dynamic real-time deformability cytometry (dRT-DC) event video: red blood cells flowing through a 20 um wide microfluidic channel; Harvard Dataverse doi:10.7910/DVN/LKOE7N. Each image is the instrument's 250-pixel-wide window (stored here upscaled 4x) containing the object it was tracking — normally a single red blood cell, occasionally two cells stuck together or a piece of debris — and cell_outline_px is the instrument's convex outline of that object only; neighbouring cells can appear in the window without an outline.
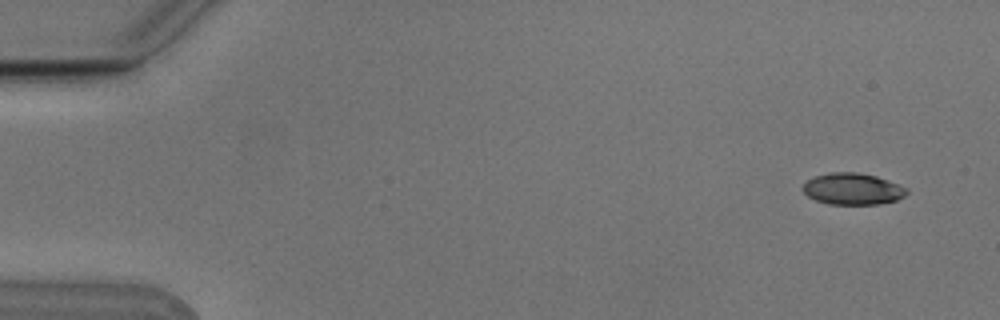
{"species": "Egyptian fruit bat (a non-hibernating species)", "species_latin": "Rousettus aegyptiacus", "temperature_condition": "cold", "stored_images_in_passage": 5, "camera_frame_rate_fps": 3000, "um_per_image_px": 0.085, "animal": {"sex": "male"}, "frame": {"image": 1, "passage_image": 1, "time_ms": 0.0, "image_size_px": [1000, 320], "cell_outline_px": [[908, 192], [904, 196], [896, 200], [880, 204], [828, 204], [816, 200], [808, 196], [800, 188], [808, 180], [816, 176], [832, 172], [856, 172], [876, 176], [888, 180], [908, 188]], "centroid_in_image_um": [72.48, 16.06], "position_along_channel_um": 12.5, "area_um2": 19.07}}